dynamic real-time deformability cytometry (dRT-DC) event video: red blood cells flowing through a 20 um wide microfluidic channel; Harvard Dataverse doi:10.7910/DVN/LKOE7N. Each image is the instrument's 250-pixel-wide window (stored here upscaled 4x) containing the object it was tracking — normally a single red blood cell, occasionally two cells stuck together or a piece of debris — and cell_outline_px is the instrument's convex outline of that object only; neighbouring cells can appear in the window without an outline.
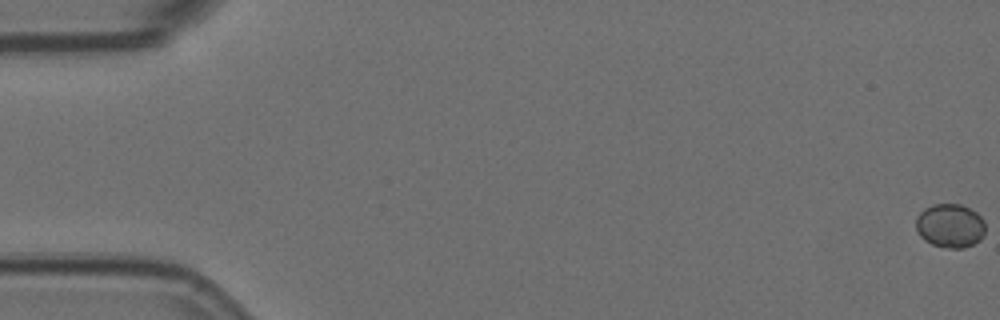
{"species": "Egyptian fruit bat (a non-hibernating species)", "species_latin": "Rousettus aegyptiacus", "temperature_condition": "room temperature", "stored_images_in_passage": 4, "camera_frame_rate_fps": 3000, "um_per_image_px": 0.085, "animal": {"sex": "female"}, "frame": {"image": 1, "passage_image": 1, "time_ms": 0.0, "image_size_px": [1000, 320], "cell_outline_px": [[984, 236], [980, 240], [964, 248], [948, 248], [932, 244], [924, 240], [920, 236], [916, 228], [916, 216], [924, 208], [932, 204], [960, 204], [976, 212], [984, 220]], "centroid_in_image_um": [80.75, 19.18], "position_along_channel_um": 4.3, "area_um2": 17.8}}